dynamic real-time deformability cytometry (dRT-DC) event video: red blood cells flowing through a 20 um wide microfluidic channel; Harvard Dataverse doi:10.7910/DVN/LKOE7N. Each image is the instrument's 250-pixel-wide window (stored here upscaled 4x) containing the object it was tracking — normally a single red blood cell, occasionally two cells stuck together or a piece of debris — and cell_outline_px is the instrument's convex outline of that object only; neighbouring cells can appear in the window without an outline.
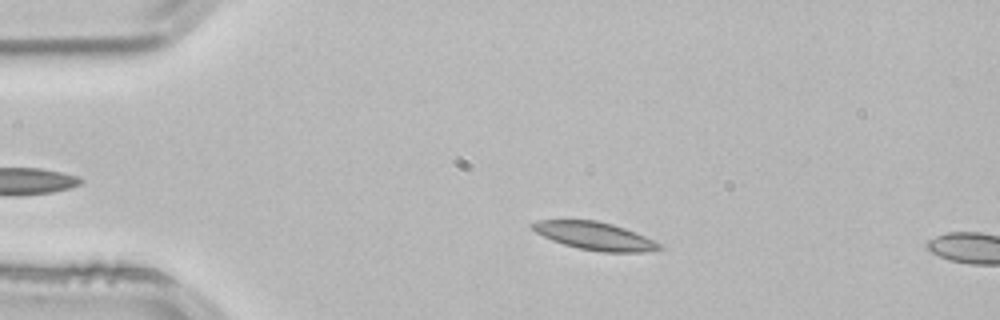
{"species": "common noctule bat (a hibernating species)", "species_latin": "Nyctalus noctula", "temperature_condition": "room temperature", "stored_images_in_passage": 8, "camera_frame_rate_fps": 3000, "um_per_image_px": 0.085, "animal": {"sex": "male", "body_mass_g": 21.5, "forearm_length_mm": 52.0}, "frame": {"image": 1, "passage_image": 5, "time_ms": 1.333, "image_size_px": [1000, 320], "cell_outline_px": [[664, 248], [640, 252], [604, 252], [580, 248], [564, 244], [552, 240], [536, 232], [528, 224], [536, 220], [596, 220], [612, 224], [636, 232], [660, 244]], "centroid_in_image_um": [50.52, 20.04], "position_along_channel_um": 34.5, "area_um2": 20.35}}